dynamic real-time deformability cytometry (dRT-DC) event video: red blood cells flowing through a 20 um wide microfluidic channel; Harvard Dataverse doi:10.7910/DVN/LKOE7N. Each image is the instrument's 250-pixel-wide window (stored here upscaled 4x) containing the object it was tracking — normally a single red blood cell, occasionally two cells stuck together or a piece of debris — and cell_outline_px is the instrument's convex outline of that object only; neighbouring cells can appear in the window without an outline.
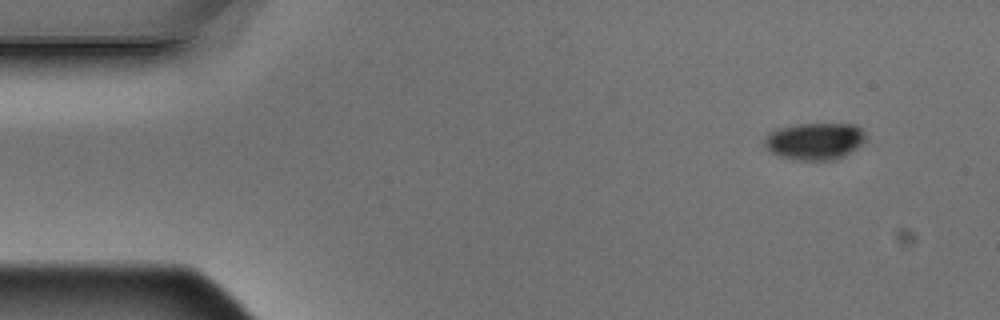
{"species": "Egyptian fruit bat (a non-hibernating species)", "species_latin": "Rousettus aegyptiacus", "temperature_condition": "warm", "stored_images_in_passage": 4, "camera_frame_rate_fps": 3000, "um_per_image_px": 0.085, "animal": {"sex": "male"}, "frame": {"image": 1, "passage_image": 1, "time_ms": 0.0, "image_size_px": [1000, 320], "cell_outline_px": [[868, 136], [856, 148], [844, 156], [836, 160], [796, 160], [776, 156], [768, 152], [764, 144], [764, 140], [768, 132], [776, 128], [796, 124], [856, 124]], "centroid_in_image_um": [69.21, 12.0], "position_along_channel_um": 15.8, "area_um2": 22.2}}
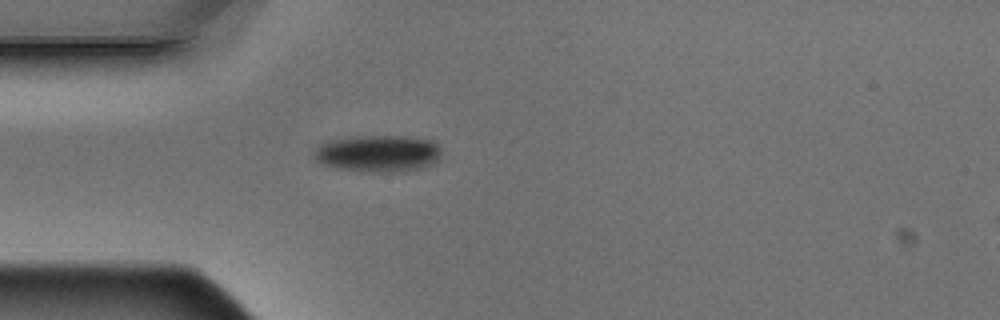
{"frame": {"image": 2, "passage_image": 4, "time_ms": 1.0, "image_size_px": [1000, 320], "cell_outline_px": [[440, 160], [432, 164], [420, 168], [404, 172], [364, 172], [336, 168], [324, 164], [316, 160], [312, 156], [312, 152], [320, 144], [328, 140], [356, 136], [408, 136], [432, 140], [440, 148]], "centroid_in_image_um": [32.13, 13.05], "position_along_channel_um": 52.9, "area_um2": 27.8}}